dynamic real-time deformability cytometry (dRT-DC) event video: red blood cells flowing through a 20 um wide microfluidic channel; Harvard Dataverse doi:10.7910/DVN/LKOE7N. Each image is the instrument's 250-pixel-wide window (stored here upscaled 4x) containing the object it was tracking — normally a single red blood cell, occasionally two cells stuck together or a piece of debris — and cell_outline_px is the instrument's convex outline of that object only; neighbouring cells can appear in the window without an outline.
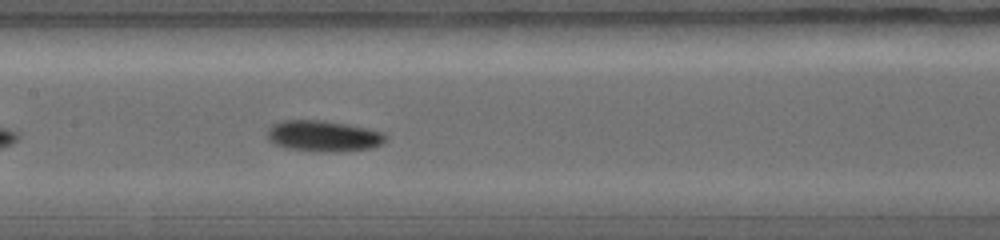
{"species": "common noctule bat (a hibernating species)", "species_latin": "Nyctalus noctula", "temperature_condition": "warm", "stored_images_in_passage": 11, "camera_frame_rate_fps": 5000, "um_per_image_px": 0.085, "animal": {"sex": "female", "body_mass_g": 19.0, "forearm_length_mm": 56.7}, "frame": {"image": 1, "passage_image": 7, "time_ms": 2.4, "image_size_px": [1000, 240], "cell_outline_px": [[388, 136], [384, 144], [372, 148], [332, 152], [312, 152], [284, 148], [268, 140], [268, 128], [272, 124], [284, 120], [320, 120], [348, 124], [384, 132]], "centroid_in_image_um": [27.51, 11.57], "position_along_channel_um": 179.9, "area_um2": 21.73}}
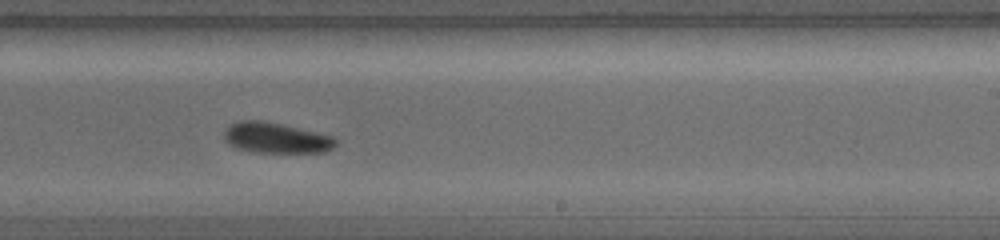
{"frame": {"image": 2, "passage_image": 10, "time_ms": 3.8, "image_size_px": [1000, 240], "cell_outline_px": [[336, 144], [332, 148], [324, 152], [252, 152], [236, 148], [228, 144], [224, 140], [224, 132], [228, 124], [240, 120], [264, 120], [332, 136], [336, 140]], "centroid_in_image_um": [23.39, 11.71], "position_along_channel_um": 265.6, "area_um2": 19.88}}